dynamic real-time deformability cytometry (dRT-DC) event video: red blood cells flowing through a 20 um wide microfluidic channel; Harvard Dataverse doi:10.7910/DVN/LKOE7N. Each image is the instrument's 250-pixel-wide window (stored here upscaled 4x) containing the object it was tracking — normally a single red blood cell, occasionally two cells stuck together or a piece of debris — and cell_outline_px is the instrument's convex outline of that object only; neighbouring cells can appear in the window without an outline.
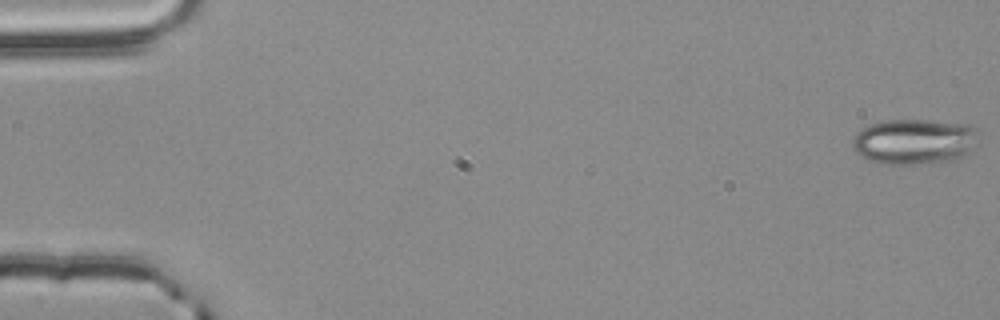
{"species": "common noctule bat (a hibernating species)", "species_latin": "Nyctalus noctula", "temperature_condition": "room temperature", "stored_images_in_passage": 56, "segment_of_instrument_passage": [1, 2], "camera_frame_rate_fps": 3000, "um_per_image_px": 0.085, "animal": {"sex": "male", "body_mass_g": 20.4}, "frame": {"image": 1, "passage_image": 1, "time_ms": 0.0, "image_size_px": [1000, 320], "cell_outline_px": [[980, 128], [976, 148], [964, 156], [952, 160], [916, 164], [884, 164], [868, 160], [856, 152], [852, 148], [852, 140], [856, 132], [868, 124], [884, 120], [928, 120], [972, 124]], "centroid_in_image_um": [77.77, 12.01], "position_along_channel_um": 7.2, "area_um2": 34.16}}
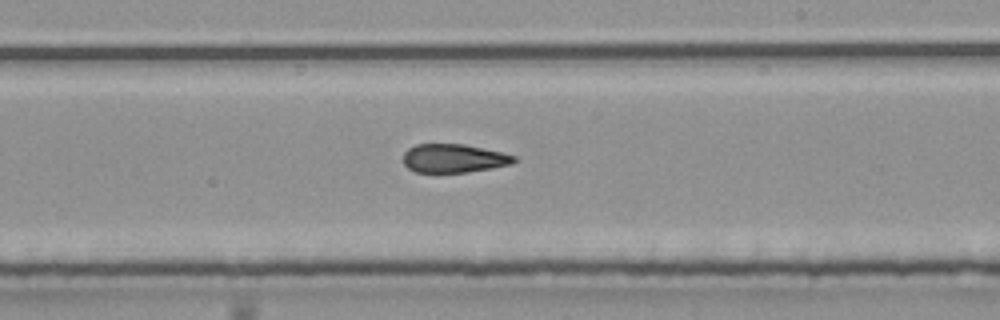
{"frame": {"image": 2, "passage_image": 33, "time_ms": 10.667, "image_size_px": [1000, 320], "cell_outline_px": [[520, 160], [512, 164], [492, 168], [468, 172], [416, 172], [408, 168], [404, 164], [404, 152], [408, 148], [416, 144], [464, 144], [504, 152], [516, 156]], "centroid_in_image_um": [38.63, 13.45], "position_along_channel_um": 250.4, "area_um2": 18.67}}
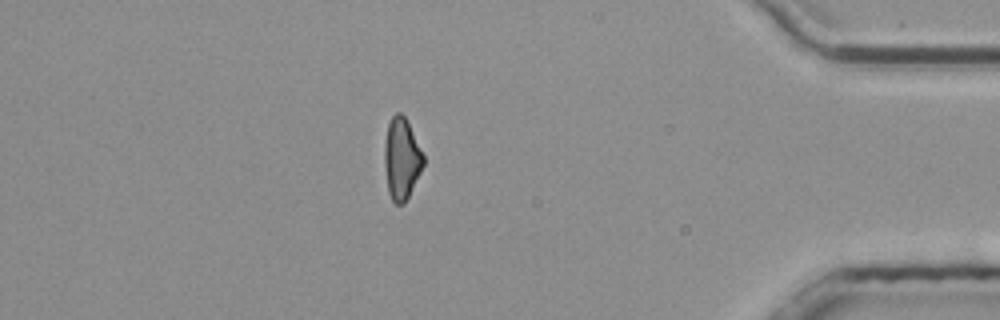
{"frame": {"image": 3, "passage_image": 48, "time_ms": 15.667, "image_size_px": [1000, 320], "cell_outline_px": [[424, 164], [404, 204], [396, 204], [392, 200], [388, 192], [384, 164], [384, 144], [388, 124], [392, 116], [396, 112], [400, 112], [408, 120], [424, 156]], "centroid_in_image_um": [34.12, 13.46], "position_along_channel_um": 401.1, "area_um2": 18.5}}